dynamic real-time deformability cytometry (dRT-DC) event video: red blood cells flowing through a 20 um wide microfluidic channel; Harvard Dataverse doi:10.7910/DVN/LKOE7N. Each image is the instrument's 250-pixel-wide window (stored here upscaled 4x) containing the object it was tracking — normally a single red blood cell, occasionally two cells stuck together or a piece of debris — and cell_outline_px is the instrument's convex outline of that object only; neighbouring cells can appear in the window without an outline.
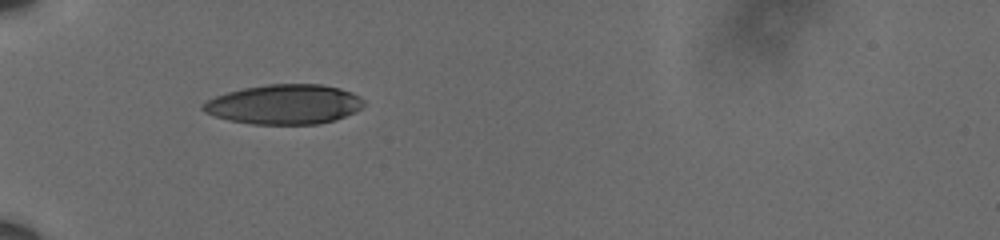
{"species": "human", "species_latin": "Homo sapiens", "temperature_condition": "cold", "stored_images_in_passage": 39, "camera_frame_rate_fps": 3000, "um_per_image_px": 0.085, "donor": {"sex": "male"}, "frame": {"image": 1, "passage_image": 1, "time_ms": 0.0, "image_size_px": [1000, 240], "cell_outline_px": [[364, 104], [356, 112], [336, 120], [320, 124], [252, 124], [228, 120], [204, 112], [200, 108], [200, 104], [216, 96], [228, 92], [244, 88], [268, 84], [320, 84], [340, 88], [352, 92], [360, 96], [364, 100]], "centroid_in_image_um": [24.18, 8.87], "position_along_channel_um": 60.8, "area_um2": 37.4}}
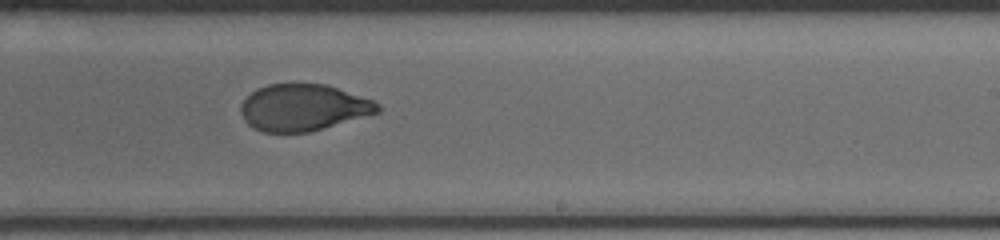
{"frame": {"image": 2, "passage_image": 19, "time_ms": 6.0, "image_size_px": [1000, 240], "cell_outline_px": [[380, 112], [308, 132], [264, 132], [248, 124], [244, 120], [240, 112], [240, 104], [256, 88], [268, 84], [324, 84], [372, 100], [380, 104]], "centroid_in_image_um": [25.74, 9.14], "position_along_channel_um": 263.3, "area_um2": 36.76}}
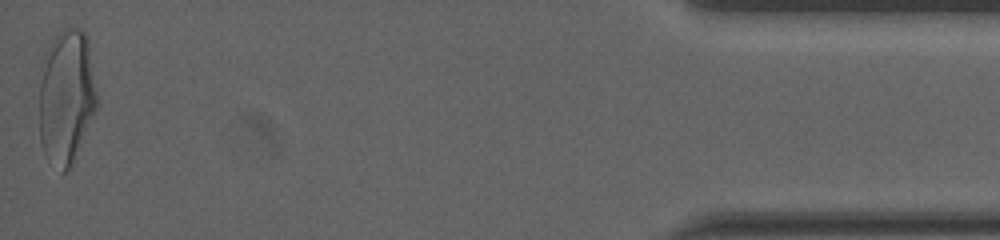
{"frame": {"image": 3, "passage_image": 39, "time_ms": 12.667, "image_size_px": [1000, 240], "cell_outline_px": [[96, 108], [72, 168], [64, 172], [44, 152], [40, 140], [40, 84], [44, 52], [52, 40], [64, 28], [80, 28], [84, 32], [88, 40], [96, 92]], "centroid_in_image_um": [5.64, 8.2], "position_along_channel_um": 429.6, "area_um2": 44.85}, "authors_computed_cell_mechanics": {"area_um2": 38.726, "velocity_mm_per_s": 3.6064, "shape_relaxation_time_tau1_ms": 5.6871, "shape_relaxation_time_tau2_ms": 1.0811, "deformation_change_tau1": 0.1958, "deformation_change_tau2": 0.0618}}